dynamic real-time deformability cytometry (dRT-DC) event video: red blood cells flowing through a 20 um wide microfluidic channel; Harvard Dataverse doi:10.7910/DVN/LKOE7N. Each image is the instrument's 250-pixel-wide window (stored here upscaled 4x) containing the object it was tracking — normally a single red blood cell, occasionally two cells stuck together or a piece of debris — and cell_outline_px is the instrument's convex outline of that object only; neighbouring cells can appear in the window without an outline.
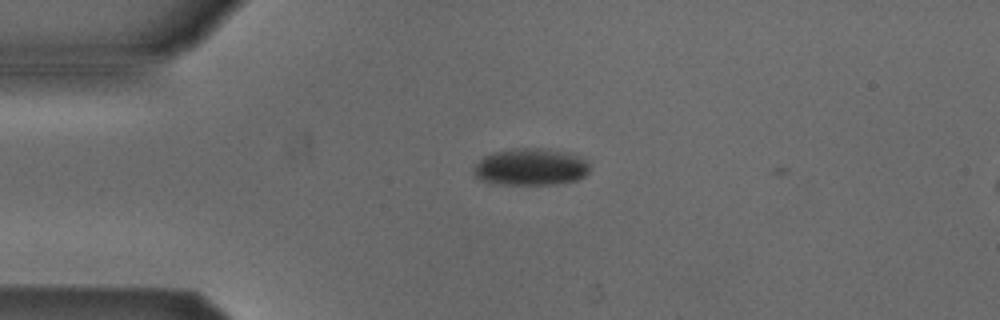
{"species": "Egyptian fruit bat (a non-hibernating species)", "species_latin": "Rousettus aegyptiacus", "temperature_condition": "cold", "stored_images_in_passage": 3, "camera_frame_rate_fps": 3000, "um_per_image_px": 0.085, "animal": {"sex": "male"}, "frame": {"image": 1, "passage_image": 2, "time_ms": 0.333, "image_size_px": [1000, 320], "cell_outline_px": [[588, 172], [584, 176], [576, 180], [556, 184], [488, 184], [480, 180], [472, 172], [472, 168], [484, 156], [496, 152], [512, 148], [544, 148], [564, 152], [576, 156], [584, 160], [588, 164]], "centroid_in_image_um": [45.04, 14.2], "position_along_channel_um": 40.0, "area_um2": 24.91}}